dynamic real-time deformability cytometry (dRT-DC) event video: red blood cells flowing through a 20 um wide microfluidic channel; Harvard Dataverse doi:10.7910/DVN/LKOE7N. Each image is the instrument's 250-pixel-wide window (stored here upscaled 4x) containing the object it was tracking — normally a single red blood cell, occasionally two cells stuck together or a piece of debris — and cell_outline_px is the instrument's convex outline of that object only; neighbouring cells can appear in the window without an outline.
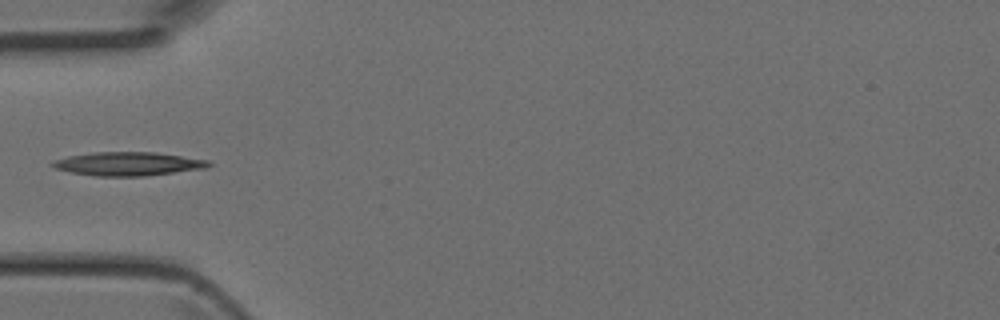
{"species": "Egyptian fruit bat (a non-hibernating species)", "species_latin": "Rousettus aegyptiacus", "temperature_condition": "room temperature", "stored_images_in_passage": 3, "camera_frame_rate_fps": 3000, "um_per_image_px": 0.085, "animal": {"sex": "female"}, "frame": {"image": 1, "passage_image": 3, "time_ms": 0.667, "image_size_px": [1000, 320], "cell_outline_px": [[212, 164], [208, 168], [144, 176], [96, 176], [72, 172], [56, 168], [48, 164], [52, 160], [68, 156], [92, 152], [156, 152], [208, 160]], "centroid_in_image_um": [10.88, 13.92], "position_along_channel_um": 74.1, "area_um2": 21.56}}